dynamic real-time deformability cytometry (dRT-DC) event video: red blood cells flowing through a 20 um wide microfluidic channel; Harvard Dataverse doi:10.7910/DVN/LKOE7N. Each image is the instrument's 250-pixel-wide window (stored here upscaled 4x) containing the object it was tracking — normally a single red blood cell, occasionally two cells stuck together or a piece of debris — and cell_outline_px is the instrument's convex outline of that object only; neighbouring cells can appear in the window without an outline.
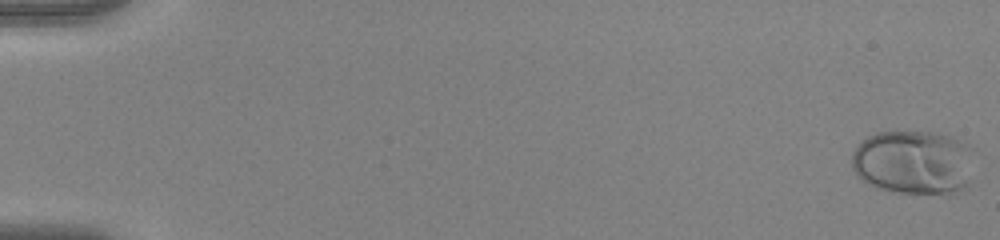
{"species": "human", "species_latin": "Homo sapiens", "temperature_condition": "warm", "stored_images_in_passage": 22, "camera_frame_rate_fps": 3000, "um_per_image_px": 0.085, "donor": {"sex": "female"}, "frame": {"image": 1, "passage_image": 1, "time_ms": 0.0, "image_size_px": [1000, 240], "cell_outline_px": [[976, 148], [968, 184], [952, 192], [892, 192], [876, 188], [864, 180], [852, 168], [852, 152], [868, 136], [880, 132], [932, 132], [952, 136]], "centroid_in_image_um": [77.69, 13.76], "position_along_channel_um": 7.3, "area_um2": 45.72}}
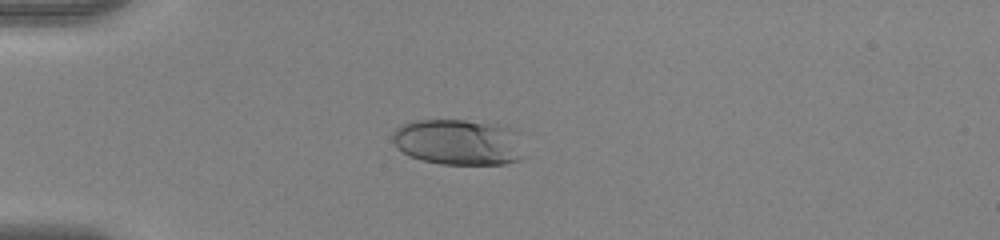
{"frame": {"image": 2, "passage_image": 16, "time_ms": 5.0, "image_size_px": [1000, 240], "cell_outline_px": [[524, 156], [520, 160], [504, 164], [440, 164], [420, 160], [404, 152], [392, 140], [392, 132], [400, 124], [416, 120], [464, 120], [496, 124], [508, 128], [512, 132]], "centroid_in_image_um": [38.9, 12.08], "position_along_channel_um": 46.1, "area_um2": 34.74}}
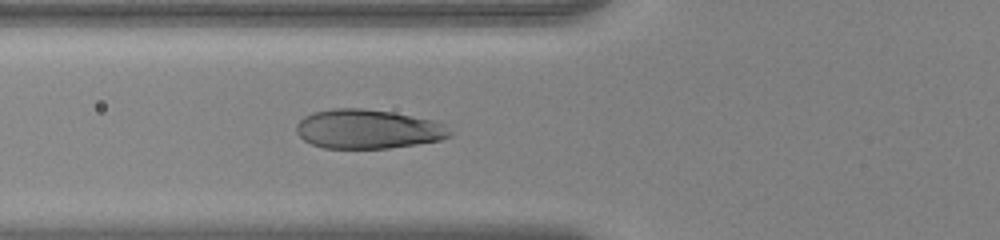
{"frame": {"image": 3, "passage_image": 22, "time_ms": 7.0, "image_size_px": [1000, 240], "cell_outline_px": [[452, 136], [440, 140], [416, 144], [388, 148], [324, 148], [312, 144], [304, 140], [296, 132], [296, 124], [304, 116], [312, 112], [332, 108], [360, 108], [392, 112], [432, 120], [444, 124], [452, 132]], "centroid_in_image_um": [31.25, 10.97], "position_along_channel_um": 94.5, "area_um2": 35.08}}